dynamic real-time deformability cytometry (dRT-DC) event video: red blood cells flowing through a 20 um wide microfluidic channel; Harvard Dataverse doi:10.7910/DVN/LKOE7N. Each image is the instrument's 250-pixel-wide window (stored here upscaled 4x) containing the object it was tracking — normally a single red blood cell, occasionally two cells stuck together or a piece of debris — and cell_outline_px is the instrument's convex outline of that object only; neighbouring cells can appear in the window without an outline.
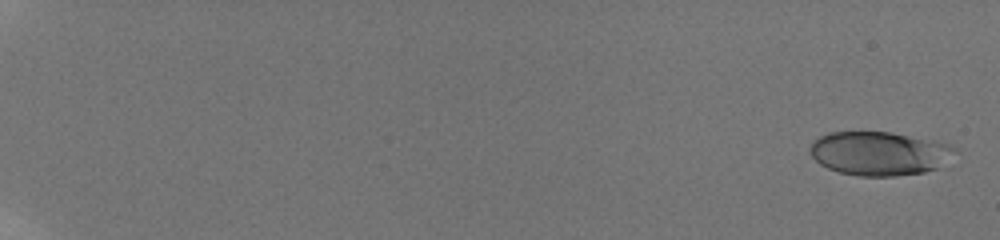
{"species": "human", "species_latin": "Homo sapiens", "temperature_condition": "room temperature", "stored_images_in_passage": 20, "camera_frame_rate_fps": 3000, "um_per_image_px": 0.085, "donor": {"sex": "male"}, "frame": {"image": 1, "passage_image": 1, "time_ms": 0.0, "image_size_px": [1000, 240], "cell_outline_px": [[960, 152], [936, 168], [924, 172], [896, 176], [860, 176], [840, 172], [828, 168], [820, 164], [812, 156], [808, 148], [812, 140], [828, 132], [892, 132], [936, 140], [952, 144]], "centroid_in_image_um": [74.77, 13.02], "position_along_channel_um": 10.2, "area_um2": 37.45}}
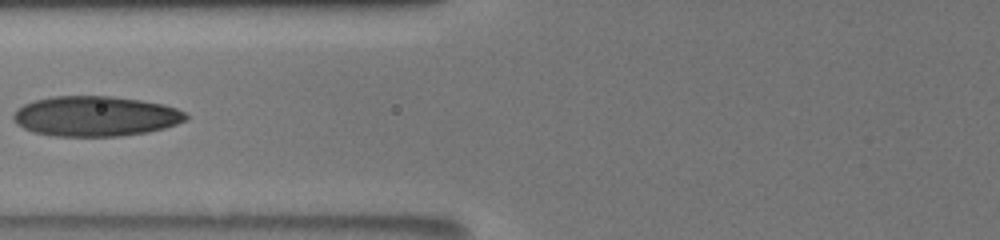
{"frame": {"image": 2, "passage_image": 15, "time_ms": 9.0, "image_size_px": [1000, 240], "cell_outline_px": [[188, 120], [164, 128], [148, 132], [120, 136], [56, 136], [36, 132], [24, 128], [16, 124], [12, 116], [16, 108], [24, 104], [36, 100], [52, 96], [112, 96], [140, 100], [164, 104], [176, 108], [184, 112], [188, 116]], "centroid_in_image_um": [8.12, 9.87], "position_along_channel_um": 117.7, "area_um2": 40.4}}
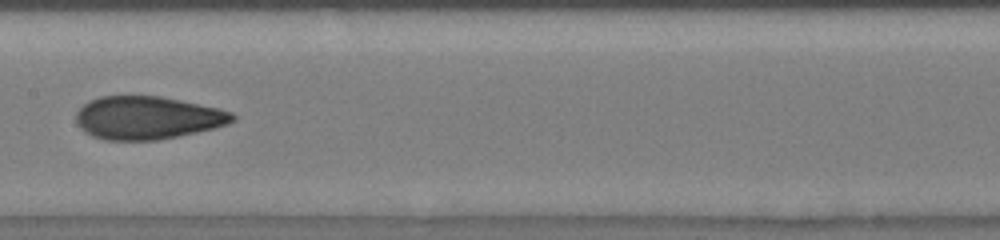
{"frame": {"image": 3, "passage_image": 19, "time_ms": 11.0, "image_size_px": [1000, 240], "cell_outline_px": [[236, 120], [228, 124], [196, 132], [160, 140], [104, 140], [92, 136], [80, 128], [76, 120], [76, 112], [84, 104], [100, 96], [160, 96], [220, 108], [232, 112], [236, 116]], "centroid_in_image_um": [12.55, 10.01], "position_along_channel_um": 194.9, "area_um2": 39.19}}